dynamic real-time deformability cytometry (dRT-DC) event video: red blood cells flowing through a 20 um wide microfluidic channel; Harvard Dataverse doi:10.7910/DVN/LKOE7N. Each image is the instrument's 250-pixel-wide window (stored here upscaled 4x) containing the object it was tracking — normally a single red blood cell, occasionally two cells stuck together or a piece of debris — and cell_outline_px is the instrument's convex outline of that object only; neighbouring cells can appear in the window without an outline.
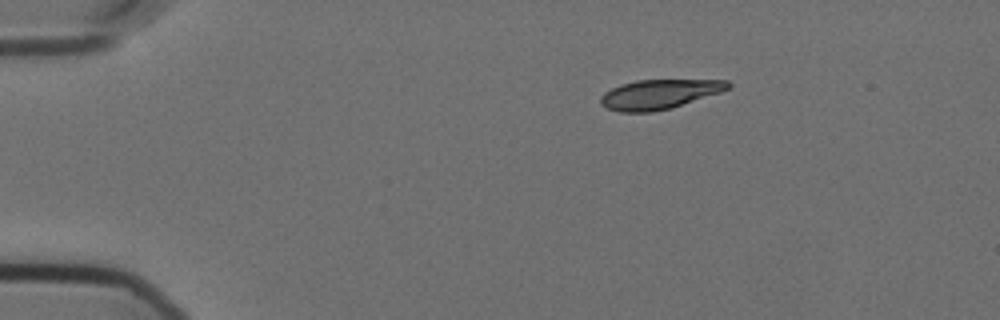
{"species": "Egyptian fruit bat (a non-hibernating species)", "species_latin": "Rousettus aegyptiacus", "temperature_condition": "cold", "stored_images_in_passage": 46, "camera_frame_rate_fps": 3000, "um_per_image_px": 0.085, "animal": {"sex": "female"}, "frame": {"image": 1, "passage_image": 1, "time_ms": 0.0, "image_size_px": [1000, 320], "cell_outline_px": [[732, 84], [728, 88], [720, 92], [672, 108], [652, 112], [620, 112], [608, 108], [600, 104], [600, 96], [604, 92], [620, 84], [636, 80], [728, 80]], "centroid_in_image_um": [56.01, 8.01], "position_along_channel_um": 29.0, "area_um2": 21.91}}
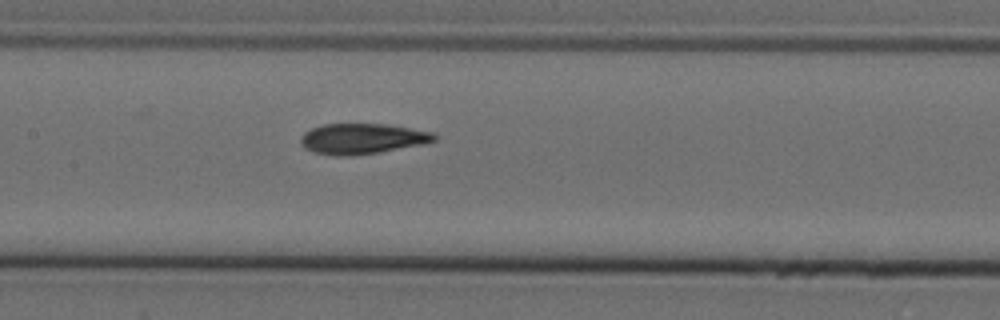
{"frame": {"image": 2, "passage_image": 19, "time_ms": 6.0, "image_size_px": [1000, 320], "cell_outline_px": [[436, 140], [428, 144], [380, 152], [348, 156], [336, 156], [316, 152], [304, 148], [300, 140], [300, 136], [304, 132], [312, 128], [324, 124], [384, 124], [436, 132]], "centroid_in_image_um": [30.84, 11.79], "position_along_channel_um": 176.6, "area_um2": 23.93}}
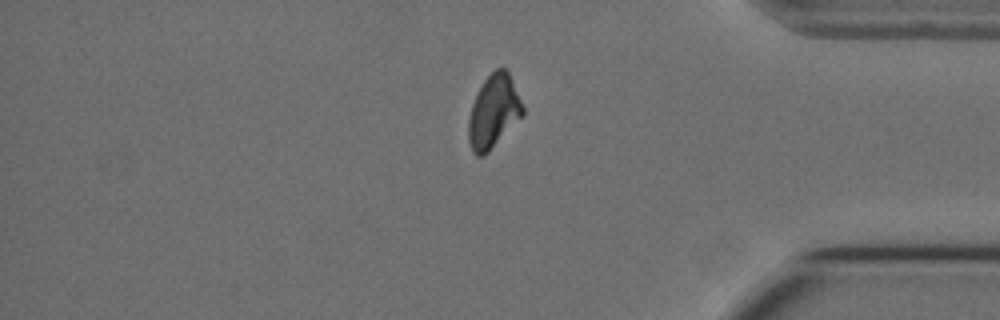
{"frame": {"image": 3, "passage_image": 39, "time_ms": 12.667, "image_size_px": [1000, 320], "cell_outline_px": [[524, 116], [484, 156], [476, 156], [472, 152], [468, 140], [468, 120], [472, 104], [484, 80], [496, 68], [504, 68], [508, 72], [512, 80], [524, 108]], "centroid_in_image_um": [41.96, 9.52], "position_along_channel_um": 393.2, "area_um2": 23.06}, "authors_computed_cell_mechanics": {"area_um2": 23.6402, "velocity_mm_per_s": 3.5635, "shape_relaxation_time_tau1_ms": 5.359, "shape_relaxation_time_tau2_ms": 3.2272, "deformation_change_tau1": 0.1739, "deformation_change_tau2": 0.0421}}